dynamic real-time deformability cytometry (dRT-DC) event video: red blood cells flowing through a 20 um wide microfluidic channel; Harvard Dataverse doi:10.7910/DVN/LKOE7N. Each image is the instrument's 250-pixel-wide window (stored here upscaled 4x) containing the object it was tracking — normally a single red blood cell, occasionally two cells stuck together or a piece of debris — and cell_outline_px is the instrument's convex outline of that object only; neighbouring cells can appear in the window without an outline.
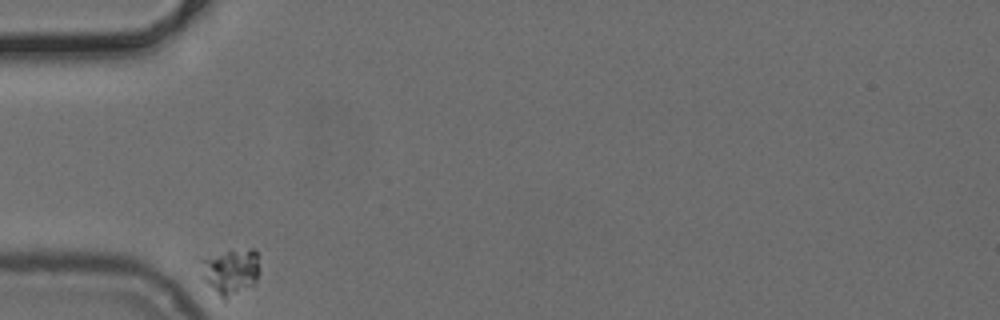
{"species": "common noctule bat (a hibernating species)", "species_latin": "Nyctalus noctula", "temperature_condition": "cold", "stored_images_in_passage": 32, "camera_frame_rate_fps": 3000, "um_per_image_px": 0.085, "animal": {"sex": "female", "body_mass_g": 24.6, "forearm_length_mm": 56.2}, "frame": {"image": 1, "passage_image": 1, "time_ms": 0.0, "image_size_px": [1000, 320], "cell_outline_px": [[256, 284], [224, 304], [204, 280], [204, 260], [228, 248], [256, 248]], "centroid_in_image_um": [19.64, 23.15], "position_along_channel_um": 65.4, "area_um2": 15.95}}
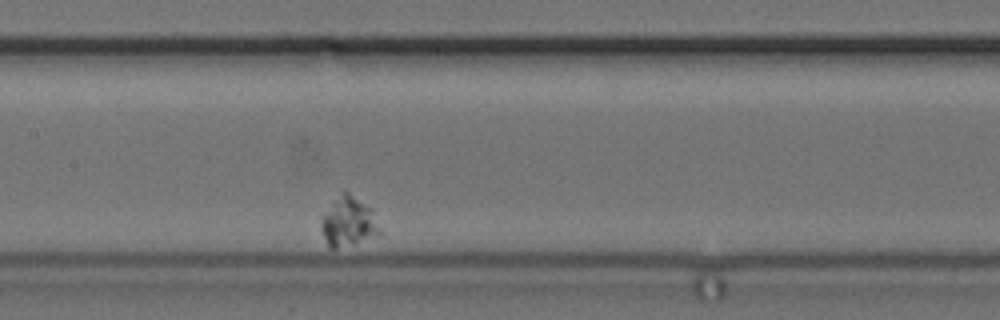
{"frame": {"image": 2, "passage_image": 13, "time_ms": 4.0, "image_size_px": [1000, 320], "cell_outline_px": [[380, 232], [352, 244], [336, 248], [328, 248], [320, 228], [320, 220], [332, 204], [344, 192], [348, 192], [372, 208], [380, 228]], "centroid_in_image_um": [29.59, 18.87], "position_along_channel_um": 177.8, "area_um2": 16.3}}
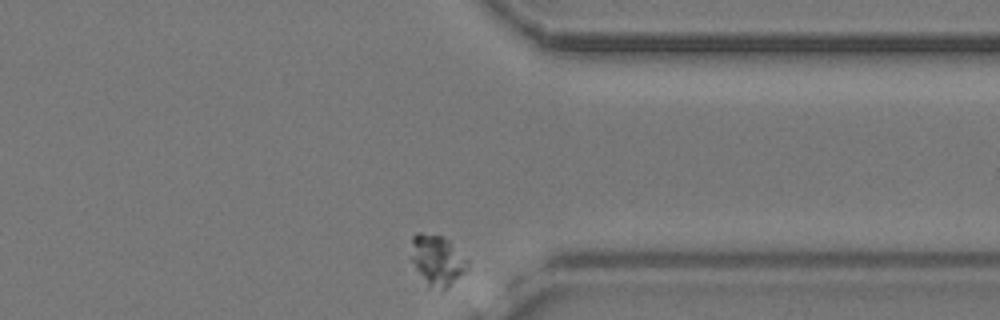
{"frame": {"image": 3, "passage_image": 32, "time_ms": 10.333, "image_size_px": [1000, 320], "cell_outline_px": [[468, 272], [440, 292], [428, 288], [416, 268], [412, 260], [412, 236], [416, 232], [420, 232], [440, 236], [448, 240], [468, 260]], "centroid_in_image_um": [37.19, 22.17], "position_along_channel_um": 374.2, "area_um2": 16.76}}